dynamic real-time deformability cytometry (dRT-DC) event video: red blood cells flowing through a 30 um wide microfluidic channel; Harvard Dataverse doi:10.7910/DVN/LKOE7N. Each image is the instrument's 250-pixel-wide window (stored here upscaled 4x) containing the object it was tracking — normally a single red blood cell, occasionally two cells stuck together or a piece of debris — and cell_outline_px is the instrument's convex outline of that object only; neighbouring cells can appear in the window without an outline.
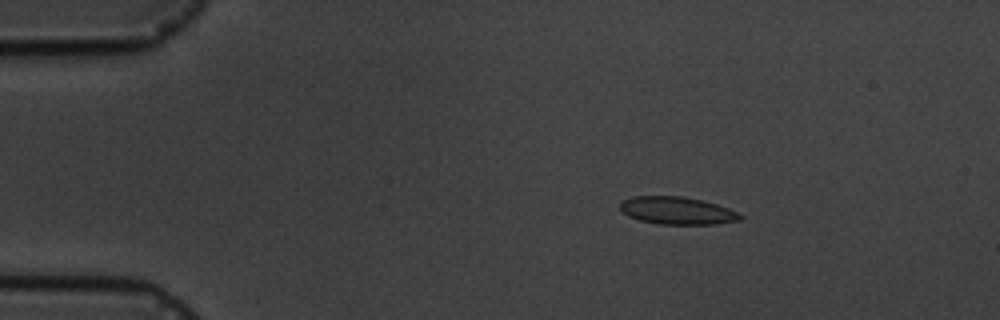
{"species": "common noctule bat (a hibernating species)", "species_latin": "Nyctalus noctula", "temperature_condition": "cold", "stored_images_in_passage": 6, "camera_frame_rate_fps": 3000, "um_per_image_px": 0.085, "animal": {"sex": "male", "body_mass_g": 19.5, "forearm_length_mm": 54.6}, "frame": {"image": 1, "passage_image": 2, "time_ms": 2.0, "image_size_px": [1000, 320], "cell_outline_px": [[744, 216], [740, 220], [716, 224], [660, 224], [640, 220], [628, 216], [620, 208], [620, 204], [624, 200], [632, 196], [684, 196], [716, 204], [728, 208]], "centroid_in_image_um": [57.56, 17.9], "position_along_channel_um": 27.4, "area_um2": 19.13}}
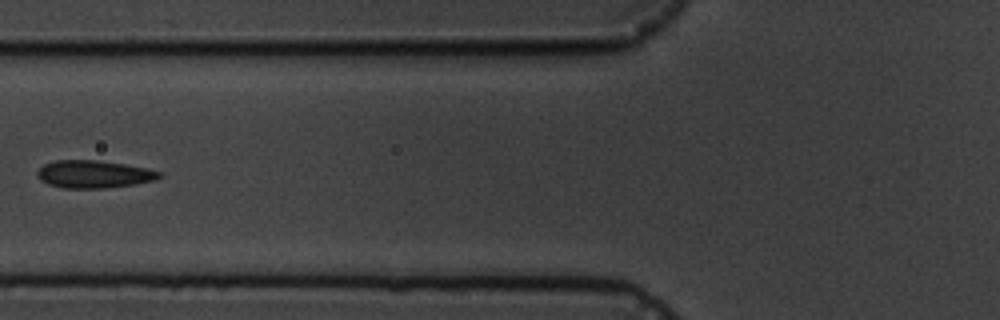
{"frame": {"image": 2, "passage_image": 5, "time_ms": 6.333, "image_size_px": [1000, 320], "cell_outline_px": [[164, 176], [156, 180], [136, 184], [104, 188], [64, 188], [48, 184], [40, 180], [36, 176], [36, 172], [44, 164], [56, 160], [96, 160], [124, 164], [148, 168], [160, 172]], "centroid_in_image_um": [7.99, 14.81], "position_along_channel_um": 117.8, "area_um2": 19.77}}
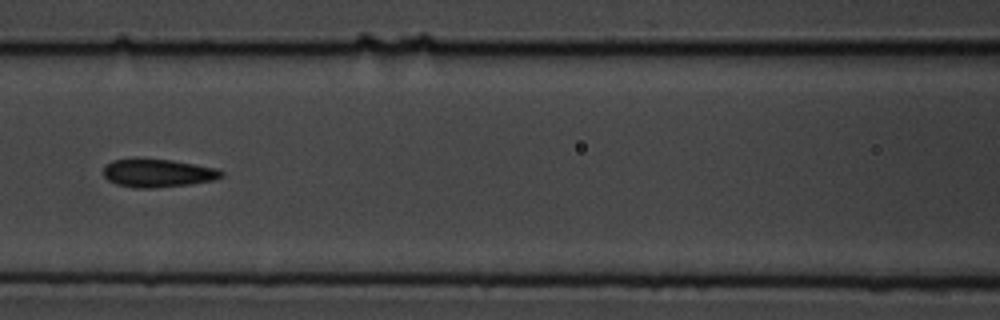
{"frame": {"image": 3, "passage_image": 6, "time_ms": 7.333, "image_size_px": [1000, 320], "cell_outline_px": [[224, 176], [212, 180], [192, 184], [152, 188], [136, 188], [116, 184], [108, 180], [104, 176], [104, 164], [112, 160], [136, 156], [172, 160], [216, 168], [224, 172]], "centroid_in_image_um": [13.36, 14.68], "position_along_channel_um": 153.2, "area_um2": 19.94}}